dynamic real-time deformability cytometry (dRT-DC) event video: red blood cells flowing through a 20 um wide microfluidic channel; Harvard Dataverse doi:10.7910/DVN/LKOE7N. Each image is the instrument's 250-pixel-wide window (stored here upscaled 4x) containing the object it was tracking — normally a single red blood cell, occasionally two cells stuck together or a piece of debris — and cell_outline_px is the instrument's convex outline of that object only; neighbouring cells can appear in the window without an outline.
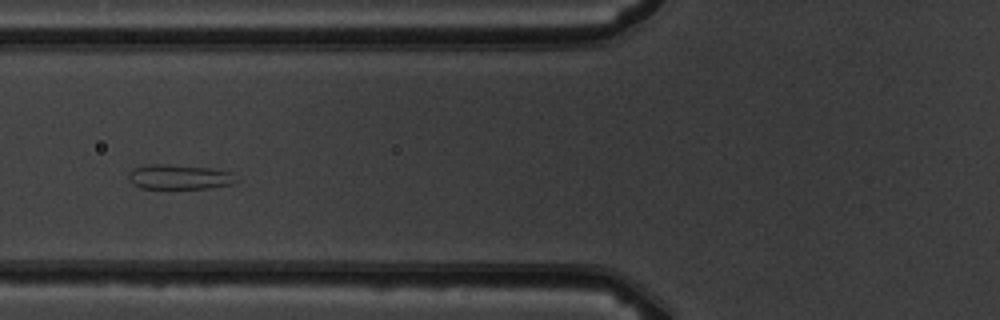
{"species": "common noctule bat (a hibernating species)", "species_latin": "Nyctalus noctula", "temperature_condition": "warm", "stored_images_in_passage": 4, "camera_frame_rate_fps": 3000, "um_per_image_px": 0.085, "animal": {"sex": "male", "body_mass_g": 19.5, "forearm_length_mm": 54.6}, "frame": {"image": 1, "passage_image": 4, "time_ms": 3.333, "image_size_px": [1000, 320], "cell_outline_px": [[240, 180], [232, 184], [212, 188], [140, 188], [132, 184], [128, 180], [128, 172], [136, 168], [148, 164], [164, 164], [212, 168], [232, 172]], "centroid_in_image_um": [15.27, 15.04], "position_along_channel_um": 110.5, "area_um2": 15.72}}